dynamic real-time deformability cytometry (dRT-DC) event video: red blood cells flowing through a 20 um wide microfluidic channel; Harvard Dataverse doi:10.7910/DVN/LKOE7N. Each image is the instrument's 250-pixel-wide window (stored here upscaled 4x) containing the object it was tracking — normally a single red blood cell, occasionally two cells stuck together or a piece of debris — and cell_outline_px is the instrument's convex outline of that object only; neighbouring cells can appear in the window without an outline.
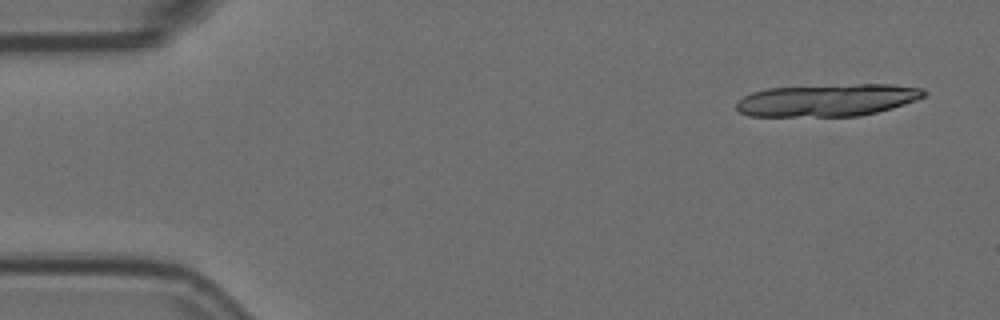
{"species": "Egyptian fruit bat (a non-hibernating species)", "species_latin": "Rousettus aegyptiacus", "temperature_condition": "room temperature", "stored_images_in_passage": 4, "camera_frame_rate_fps": 3000, "um_per_image_px": 0.085, "animal": {"sex": "female"}, "frame": {"image": 1, "passage_image": 1, "time_ms": 0.0, "image_size_px": [1000, 320], "cell_outline_px": [[928, 92], [924, 96], [916, 100], [892, 108], [860, 116], [748, 116], [740, 112], [736, 108], [736, 100], [752, 92], [768, 88], [856, 84], [892, 84], [924, 88]], "centroid_in_image_um": [70.34, 8.51], "position_along_channel_um": 14.7, "area_um2": 35.43}}